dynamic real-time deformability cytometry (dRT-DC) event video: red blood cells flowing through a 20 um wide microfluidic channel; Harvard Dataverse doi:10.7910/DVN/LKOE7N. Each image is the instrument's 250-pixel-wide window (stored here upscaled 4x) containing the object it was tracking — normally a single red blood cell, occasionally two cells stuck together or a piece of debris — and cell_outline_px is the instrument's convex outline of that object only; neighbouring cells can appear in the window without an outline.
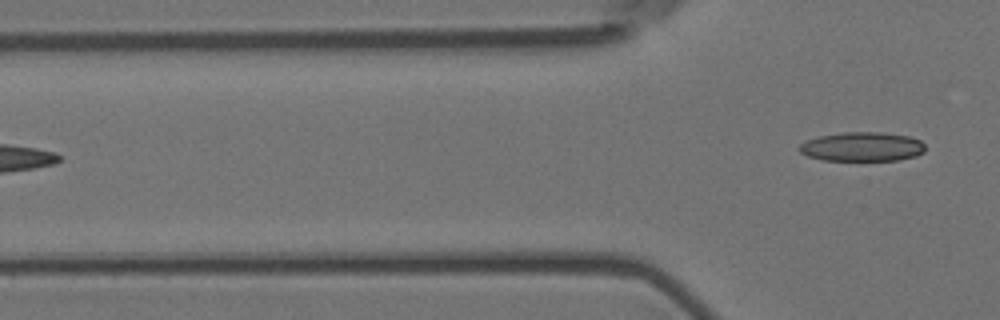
{"species": "Egyptian fruit bat (a non-hibernating species)", "species_latin": "Rousettus aegyptiacus", "temperature_condition": "room temperature", "stored_images_in_passage": 3, "camera_frame_rate_fps": 3000, "um_per_image_px": 0.085, "animal": {"sex": "female"}, "frame": {"image": 1, "passage_image": 3, "time_ms": 0.667, "image_size_px": [1000, 320], "cell_outline_px": [[924, 152], [916, 156], [900, 160], [820, 160], [808, 156], [800, 152], [796, 148], [800, 144], [808, 140], [820, 136], [844, 132], [880, 132], [908, 136], [920, 140], [924, 144]], "centroid_in_image_um": [73.28, 12.47], "position_along_channel_um": 52.5, "area_um2": 21.44}}